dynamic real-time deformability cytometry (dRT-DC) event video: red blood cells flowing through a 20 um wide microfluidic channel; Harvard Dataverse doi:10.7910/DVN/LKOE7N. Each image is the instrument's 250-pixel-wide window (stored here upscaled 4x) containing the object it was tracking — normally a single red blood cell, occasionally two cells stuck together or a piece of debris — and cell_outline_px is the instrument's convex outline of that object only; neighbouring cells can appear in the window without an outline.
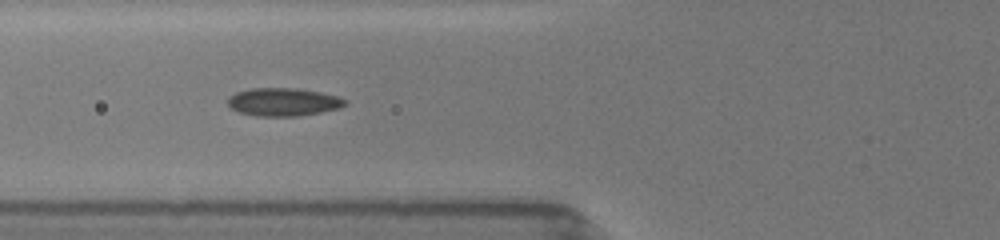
{"species": "common noctule bat (a hibernating species)", "species_latin": "Nyctalus noctula", "temperature_condition": "room temperature", "stored_images_in_passage": 10, "camera_frame_rate_fps": 3000, "um_per_image_px": 0.085, "animal": {"sex": "female", "body_mass_g": 19.5, "forearm_length_mm": 54.1}, "frame": {"image": 1, "passage_image": 6, "time_ms": 1.667, "image_size_px": [1000, 240], "cell_outline_px": [[344, 104], [340, 108], [320, 112], [296, 116], [256, 116], [240, 112], [232, 108], [228, 104], [228, 96], [236, 92], [252, 88], [296, 88], [320, 92], [340, 96], [344, 100]], "centroid_in_image_um": [24.06, 8.66], "position_along_channel_um": 101.7, "area_um2": 19.02}}
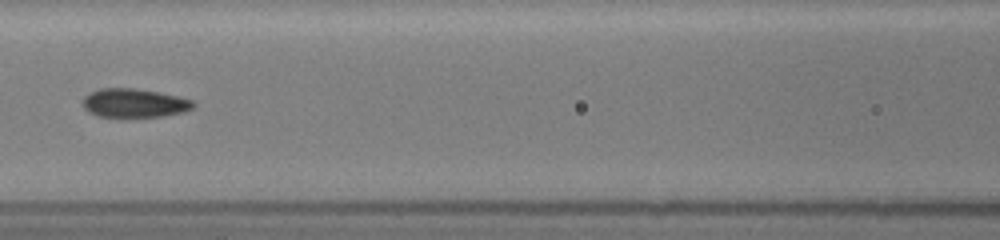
{"frame": {"image": 2, "passage_image": 9, "time_ms": 3.0, "image_size_px": [1000, 240], "cell_outline_px": [[196, 104], [192, 108], [184, 112], [160, 116], [96, 116], [88, 112], [80, 104], [80, 100], [88, 92], [100, 88], [132, 88], [160, 92], [180, 96], [192, 100]], "centroid_in_image_um": [11.36, 8.74], "position_along_channel_um": 155.2, "area_um2": 18.73}}